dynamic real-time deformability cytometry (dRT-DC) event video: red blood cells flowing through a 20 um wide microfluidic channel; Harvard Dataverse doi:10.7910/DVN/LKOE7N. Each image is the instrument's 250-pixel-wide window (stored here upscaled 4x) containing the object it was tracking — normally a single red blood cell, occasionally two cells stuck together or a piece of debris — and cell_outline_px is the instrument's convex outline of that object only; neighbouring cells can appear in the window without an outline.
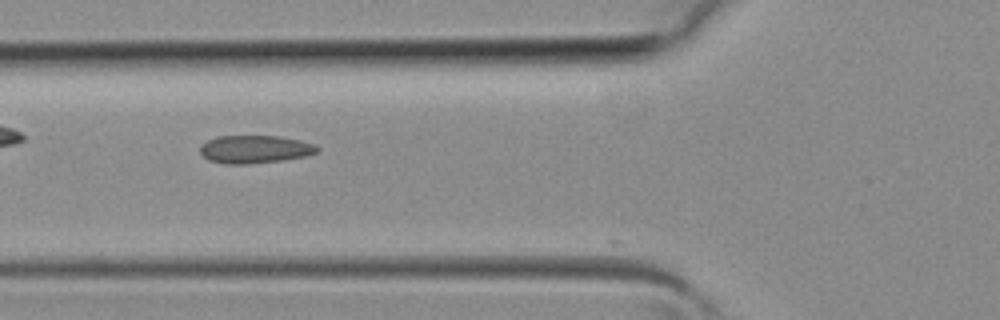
{"species": "common noctule bat (a hibernating species)", "species_latin": "Nyctalus noctula", "temperature_condition": "room temperature", "stored_images_in_passage": 33, "camera_frame_rate_fps": 3000, "um_per_image_px": 0.085, "animal": {"sex": "female", "body_mass_g": 19.3, "forearm_length_mm": 54.1}, "frame": {"image": 1, "passage_image": 8, "time_ms": 2.333, "image_size_px": [1000, 320], "cell_outline_px": [[320, 148], [316, 152], [304, 156], [284, 160], [248, 164], [224, 164], [208, 160], [200, 152], [200, 148], [208, 140], [216, 136], [280, 136], [300, 140], [316, 144]], "centroid_in_image_um": [21.68, 12.69], "position_along_channel_um": 104.1, "area_um2": 19.07}}
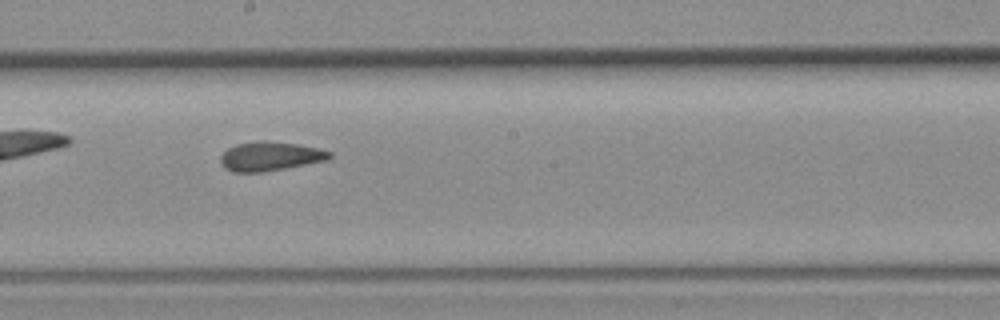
{"frame": {"image": 2, "passage_image": 15, "time_ms": 4.667, "image_size_px": [1000, 320], "cell_outline_px": [[332, 156], [328, 160], [264, 172], [232, 172], [224, 168], [220, 164], [220, 156], [228, 148], [236, 144], [260, 140], [268, 140], [296, 144], [316, 148], [332, 152]], "centroid_in_image_um": [22.93, 13.28], "position_along_channel_um": 225.3, "area_um2": 18.61}}
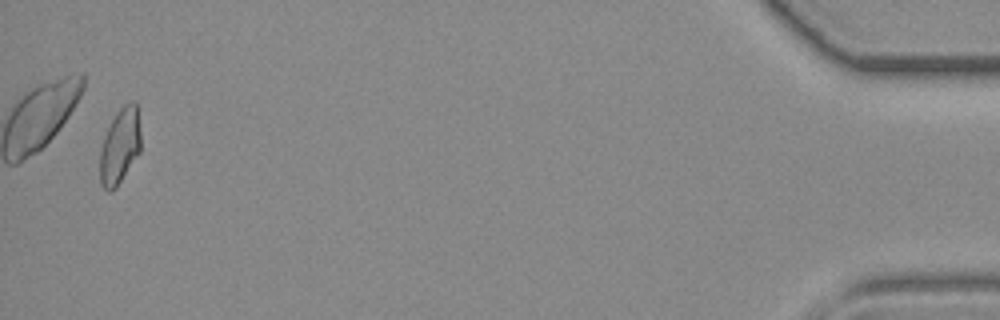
{"frame": {"image": 3, "passage_image": 32, "time_ms": 10.333, "image_size_px": [1000, 320], "cell_outline_px": [[140, 152], [116, 188], [112, 192], [108, 192], [100, 184], [100, 148], [104, 136], [112, 120], [120, 108], [128, 100], [136, 100], [140, 132]], "centroid_in_image_um": [10.19, 12.42], "position_along_channel_um": 425.0, "area_um2": 18.15}}